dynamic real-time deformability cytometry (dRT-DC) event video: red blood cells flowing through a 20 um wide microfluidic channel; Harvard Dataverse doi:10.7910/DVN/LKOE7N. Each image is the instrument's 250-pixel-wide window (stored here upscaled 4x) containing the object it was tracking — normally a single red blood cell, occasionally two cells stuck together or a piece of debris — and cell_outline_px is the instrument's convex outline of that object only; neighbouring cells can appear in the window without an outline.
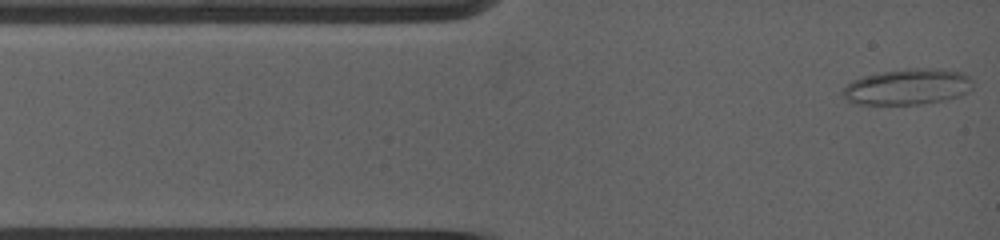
{"species": "common noctule bat (a hibernating species)", "species_latin": "Nyctalus noctula", "temperature_condition": "warm", "stored_images_in_passage": 52, "camera_frame_rate_fps": 5000, "um_per_image_px": 0.085, "animal": {"sex": "female", "body_mass_g": 19.0, "forearm_length_mm": 53.3}, "frame": {"image": 1, "passage_image": 1, "time_ms": 0.0, "image_size_px": [1000, 240], "cell_outline_px": [[964, 92], [956, 96], [940, 100], [920, 104], [860, 104], [848, 100], [844, 92], [856, 80], [868, 76], [888, 72], [944, 72], [964, 76]], "centroid_in_image_um": [76.96, 7.48], "position_along_channel_um": 8.0, "area_um2": 23.47}}
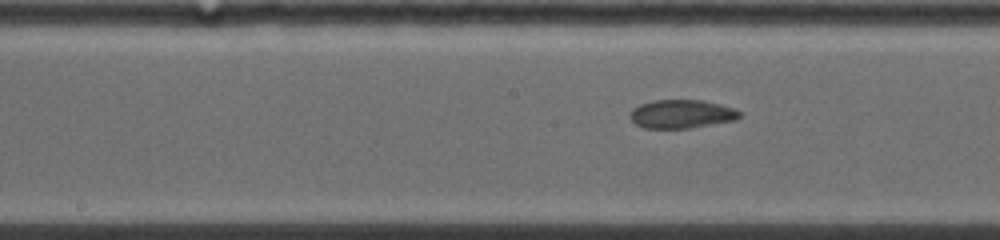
{"frame": {"image": 2, "passage_image": 24, "time_ms": 6.0, "image_size_px": [1000, 240], "cell_outline_px": [[740, 116], [732, 120], [688, 128], [644, 128], [636, 124], [632, 120], [632, 112], [640, 104], [656, 100], [700, 100], [732, 108], [740, 112]], "centroid_in_image_um": [57.91, 9.69], "position_along_channel_um": 190.3, "area_um2": 17.51}}
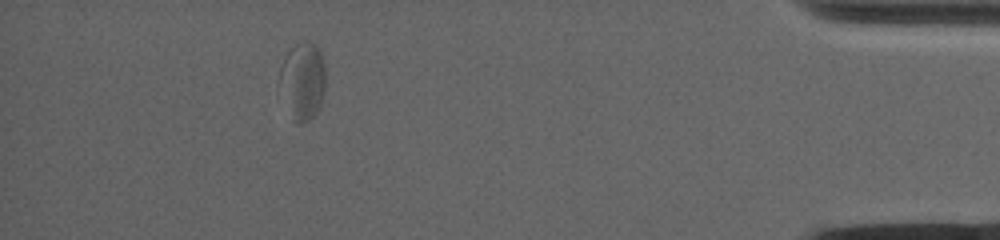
{"frame": {"image": 3, "passage_image": 45, "time_ms": 13.6, "image_size_px": [1000, 240], "cell_outline_px": [[324, 80], [320, 100], [312, 116], [304, 120], [296, 120], [276, 88], [280, 68], [284, 56], [292, 48], [304, 40], [316, 44], [320, 52], [324, 72]], "centroid_in_image_um": [25.64, 6.77], "position_along_channel_um": 409.6, "area_um2": 19.94}, "authors_computed_cell_mechanics": {"area_um2": 18.4093, "velocity_mm_per_s": 3.7888, "shape_relaxation_time_tau1_ms": 7.0891, "shape_relaxation_time_tau2_ms": 1.5251, "deformation_change_tau1": 0.0837, "deformation_change_tau2": 0.0462}}